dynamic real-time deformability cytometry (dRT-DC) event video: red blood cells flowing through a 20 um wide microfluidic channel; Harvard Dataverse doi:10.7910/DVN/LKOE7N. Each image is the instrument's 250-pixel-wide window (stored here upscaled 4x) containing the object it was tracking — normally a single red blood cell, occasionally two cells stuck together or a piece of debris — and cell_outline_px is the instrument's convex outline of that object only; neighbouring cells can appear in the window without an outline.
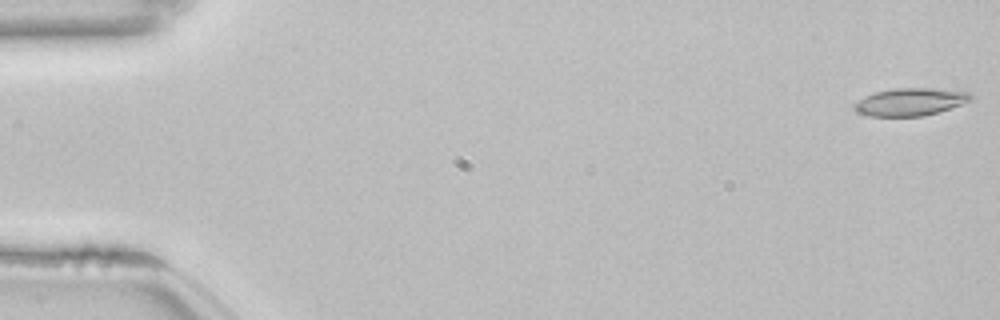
{"species": "common noctule bat (a hibernating species)", "species_latin": "Nyctalus noctula", "temperature_condition": "room temperature", "stored_images_in_passage": 54, "camera_frame_rate_fps": 3000, "um_per_image_px": 0.085, "animal": {"sex": "female", "body_mass_g": 22.7, "forearm_length_mm": 54.2}, "frame": {"image": 1, "passage_image": 1, "time_ms": 0.0, "image_size_px": [1000, 320], "cell_outline_px": [[972, 100], [924, 116], [868, 116], [856, 112], [852, 108], [852, 104], [864, 96], [872, 92], [892, 88], [936, 88], [968, 92], [972, 96]], "centroid_in_image_um": [77.28, 8.65], "position_along_channel_um": 7.7, "area_um2": 18.84}}
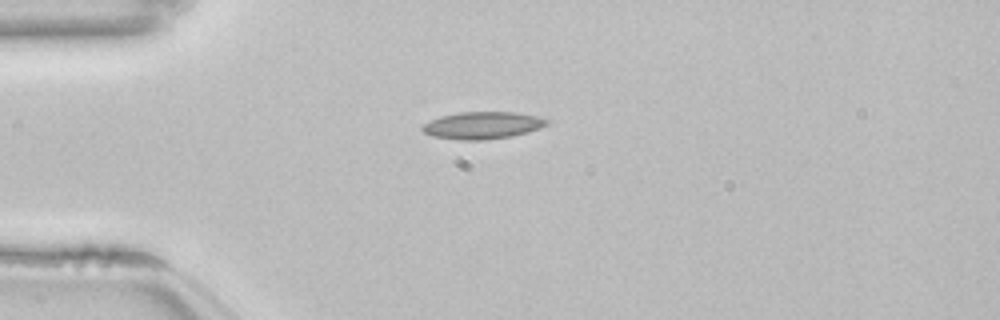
{"frame": {"image": 2, "passage_image": 14, "time_ms": 4.333, "image_size_px": [1000, 320], "cell_outline_px": [[548, 124], [540, 128], [528, 132], [512, 136], [484, 140], [460, 140], [432, 136], [424, 132], [420, 128], [424, 124], [440, 116], [460, 112], [516, 112], [536, 116], [548, 120]], "centroid_in_image_um": [41.01, 10.65], "position_along_channel_um": 44.0, "area_um2": 19.65}}
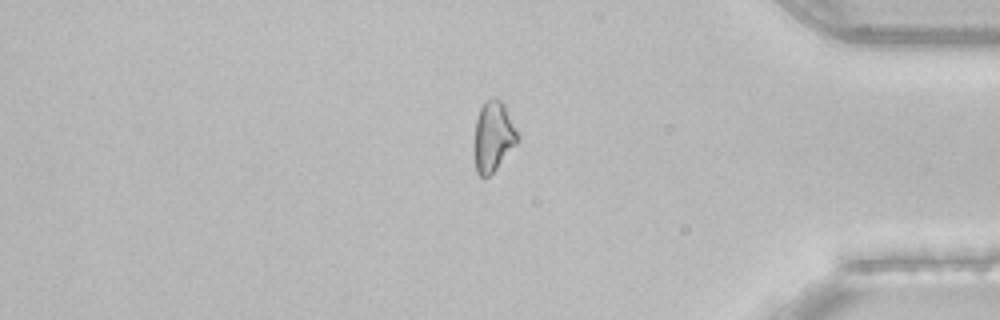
{"frame": {"image": 3, "passage_image": 45, "time_ms": 14.667, "image_size_px": [1000, 320], "cell_outline_px": [[520, 140], [496, 168], [488, 176], [480, 176], [476, 172], [472, 152], [472, 140], [476, 120], [480, 108], [484, 100], [492, 96], [496, 96], [504, 104], [520, 136]], "centroid_in_image_um": [41.88, 11.58], "position_along_channel_um": 393.3, "area_um2": 18.38}, "authors_computed_cell_mechanics": {"area_um2": 18.4382, "velocity_mm_per_s": 3.8537, "shape_relaxation_time_tau1_ms": 8.2512, "shape_relaxation_time_tau2_ms": 4.3407, "deformation_change_tau1": 0.1602, "deformation_change_tau2": 0.1262}}